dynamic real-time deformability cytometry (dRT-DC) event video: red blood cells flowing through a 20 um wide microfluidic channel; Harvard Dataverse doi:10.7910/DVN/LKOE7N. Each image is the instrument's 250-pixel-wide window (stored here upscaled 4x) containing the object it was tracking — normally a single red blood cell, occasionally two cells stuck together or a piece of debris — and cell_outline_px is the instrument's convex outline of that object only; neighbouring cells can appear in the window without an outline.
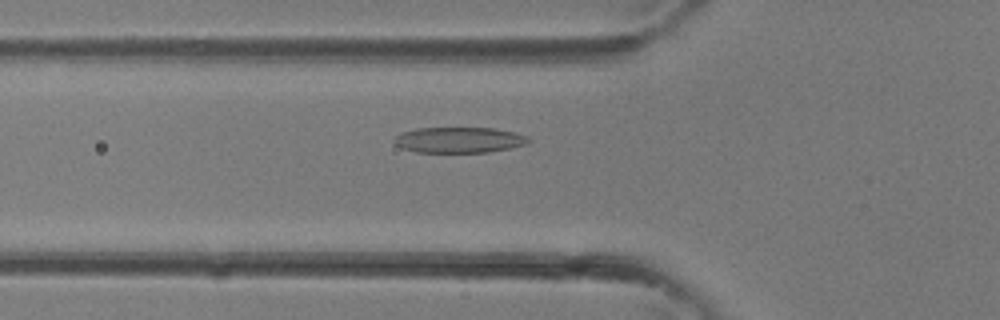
{"species": "common noctule bat (a hibernating species)", "species_latin": "Nyctalus noctula", "temperature_condition": "room temperature", "stored_images_in_passage": 37, "camera_frame_rate_fps": 3000, "um_per_image_px": 0.085, "animal": {"sex": "female"}, "frame": {"image": 1, "passage_image": 13, "time_ms": 4.0, "image_size_px": [1000, 320], "cell_outline_px": [[532, 140], [528, 144], [512, 148], [488, 152], [416, 152], [400, 148], [392, 140], [400, 132], [416, 128], [496, 128], [516, 132], [528, 136]], "centroid_in_image_um": [39.05, 11.89], "position_along_channel_um": 86.7, "area_um2": 20.46}}
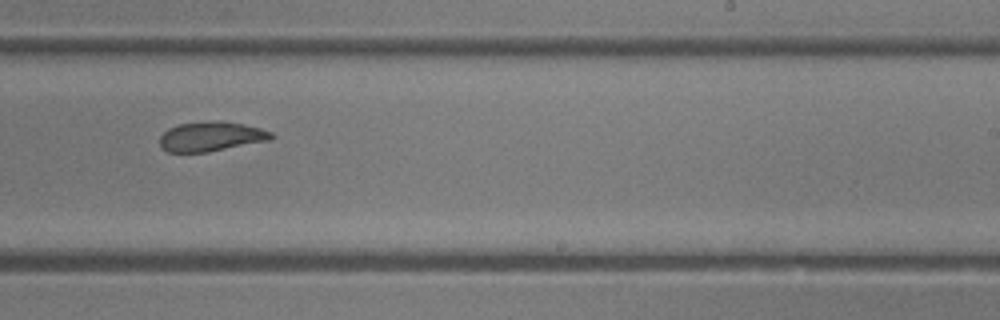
{"frame": {"image": 2, "passage_image": 23, "time_ms": 7.333, "image_size_px": [1000, 320], "cell_outline_px": [[276, 136], [272, 140], [208, 152], [168, 152], [160, 148], [160, 136], [168, 128], [180, 124], [244, 124], [260, 128], [272, 132]], "centroid_in_image_um": [17.96, 11.66], "position_along_channel_um": 271.0, "area_um2": 18.5}}
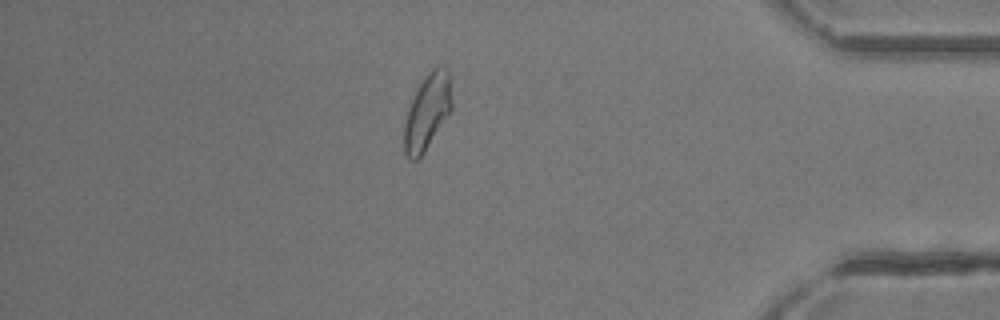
{"frame": {"image": 3, "passage_image": 32, "time_ms": 10.333, "image_size_px": [1000, 320], "cell_outline_px": [[452, 108], [424, 152], [416, 160], [412, 160], [404, 152], [404, 124], [408, 108], [420, 84], [428, 72], [436, 64], [444, 64], [452, 76]], "centroid_in_image_um": [36.36, 9.41], "position_along_channel_um": 398.8, "area_um2": 21.1}}